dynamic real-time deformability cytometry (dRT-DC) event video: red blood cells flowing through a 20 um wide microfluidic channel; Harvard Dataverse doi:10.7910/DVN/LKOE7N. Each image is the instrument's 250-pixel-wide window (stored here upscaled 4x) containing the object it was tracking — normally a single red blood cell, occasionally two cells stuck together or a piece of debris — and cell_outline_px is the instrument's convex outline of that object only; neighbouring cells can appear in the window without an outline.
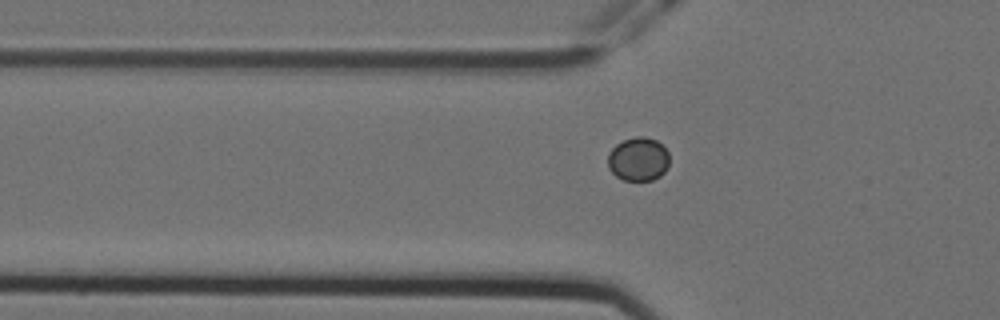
{"species": "Egyptian fruit bat (a non-hibernating species)", "species_latin": "Rousettus aegyptiacus", "temperature_condition": "cold", "stored_images_in_passage": 44, "camera_frame_rate_fps": 3000, "um_per_image_px": 0.085, "animal": {"sex": "female"}, "frame": {"image": 1, "passage_image": 10, "time_ms": 3.0, "image_size_px": [1000, 320], "cell_outline_px": [[668, 164], [664, 172], [660, 176], [652, 180], [624, 180], [616, 176], [608, 168], [608, 152], [616, 144], [624, 140], [636, 136], [644, 136], [656, 140], [668, 152]], "centroid_in_image_um": [54.23, 13.52], "position_along_channel_um": 71.6, "area_um2": 15.61}}
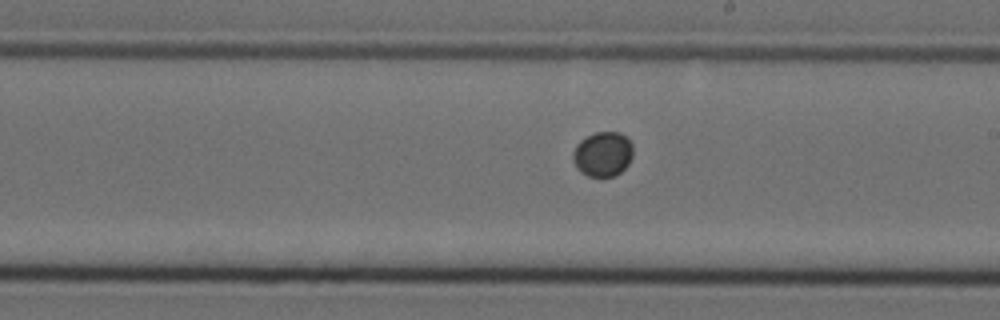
{"frame": {"image": 2, "passage_image": 24, "time_ms": 7.667, "image_size_px": [1000, 320], "cell_outline_px": [[632, 156], [628, 164], [620, 172], [612, 176], [588, 176], [580, 172], [576, 168], [572, 160], [572, 152], [576, 144], [580, 140], [596, 132], [620, 132], [632, 144]], "centroid_in_image_um": [51.2, 13.1], "position_along_channel_um": 237.8, "area_um2": 15.66}}
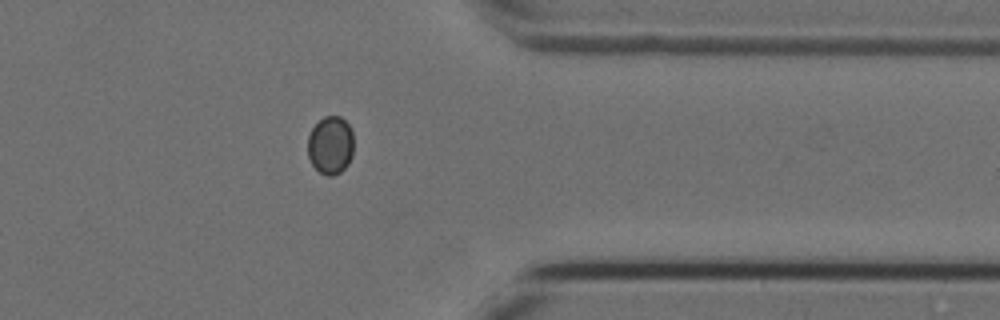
{"frame": {"image": 3, "passage_image": 37, "time_ms": 12.0, "image_size_px": [1000, 320], "cell_outline_px": [[352, 156], [348, 164], [340, 172], [332, 176], [328, 176], [320, 172], [312, 164], [308, 156], [308, 136], [312, 128], [324, 116], [340, 116], [348, 124], [352, 132]], "centroid_in_image_um": [28.08, 12.34], "position_along_channel_um": 383.3, "area_um2": 15.43}}